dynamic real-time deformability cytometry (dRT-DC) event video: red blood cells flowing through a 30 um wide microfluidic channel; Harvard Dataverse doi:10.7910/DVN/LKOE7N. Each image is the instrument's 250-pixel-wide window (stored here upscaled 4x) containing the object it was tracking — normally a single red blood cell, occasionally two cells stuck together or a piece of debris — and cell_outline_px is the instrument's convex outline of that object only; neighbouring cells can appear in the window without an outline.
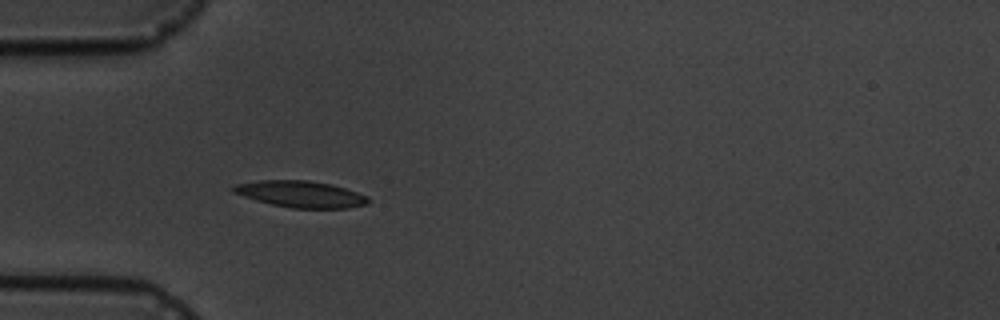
{"species": "common noctule bat (a hibernating species)", "species_latin": "Nyctalus noctula", "temperature_condition": "cold", "stored_images_in_passage": 2, "camera_frame_rate_fps": 3000, "um_per_image_px": 0.085, "animal": {"sex": "male", "body_mass_g": 19.5, "forearm_length_mm": 54.6}, "frame": {"image": 1, "passage_image": 2, "time_ms": 1.333, "image_size_px": [1000, 320], "cell_outline_px": [[368, 204], [348, 208], [292, 208], [272, 204], [256, 200], [232, 192], [228, 188], [236, 184], [260, 180], [308, 180], [332, 184], [368, 196]], "centroid_in_image_um": [25.53, 16.49], "position_along_channel_um": 59.5, "area_um2": 20.81}}